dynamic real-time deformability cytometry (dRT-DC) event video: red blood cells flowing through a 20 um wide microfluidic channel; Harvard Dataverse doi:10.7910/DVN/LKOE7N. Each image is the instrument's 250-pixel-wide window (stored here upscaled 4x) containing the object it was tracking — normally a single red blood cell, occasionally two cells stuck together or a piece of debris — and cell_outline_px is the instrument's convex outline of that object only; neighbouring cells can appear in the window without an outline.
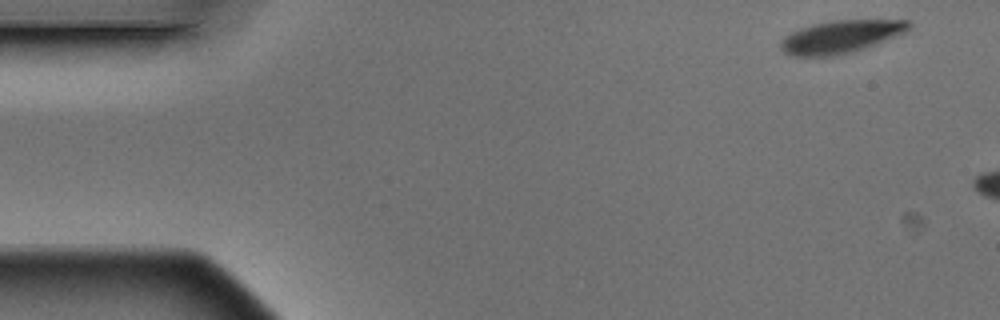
{"species": "Egyptian fruit bat (a non-hibernating species)", "species_latin": "Rousettus aegyptiacus", "temperature_condition": "warm", "stored_images_in_passage": 3, "camera_frame_rate_fps": 3000, "um_per_image_px": 0.085, "animal": {"sex": "male"}, "frame": {"image": 1, "passage_image": 1, "time_ms": 0.0, "image_size_px": [1000, 320], "cell_outline_px": [[912, 24], [908, 32], [876, 44], [852, 52], [832, 56], [788, 56], [780, 48], [780, 44], [784, 36], [800, 28], [812, 24], [836, 20], [912, 20]], "centroid_in_image_um": [71.49, 3.12], "position_along_channel_um": 13.5, "area_um2": 24.62}}